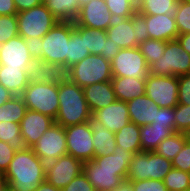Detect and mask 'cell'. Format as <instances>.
Here are the masks:
<instances>
[{
  "mask_svg": "<svg viewBox=\"0 0 190 191\" xmlns=\"http://www.w3.org/2000/svg\"><path fill=\"white\" fill-rule=\"evenodd\" d=\"M172 166L181 171L190 173V143H184L181 151L172 160Z\"/></svg>",
  "mask_w": 190,
  "mask_h": 191,
  "instance_id": "cell-42",
  "label": "cell"
},
{
  "mask_svg": "<svg viewBox=\"0 0 190 191\" xmlns=\"http://www.w3.org/2000/svg\"><path fill=\"white\" fill-rule=\"evenodd\" d=\"M145 94L160 108H174L178 104V76L148 74Z\"/></svg>",
  "mask_w": 190,
  "mask_h": 191,
  "instance_id": "cell-11",
  "label": "cell"
},
{
  "mask_svg": "<svg viewBox=\"0 0 190 191\" xmlns=\"http://www.w3.org/2000/svg\"><path fill=\"white\" fill-rule=\"evenodd\" d=\"M190 73V54L177 39L165 41V52L149 66V74L157 76H181Z\"/></svg>",
  "mask_w": 190,
  "mask_h": 191,
  "instance_id": "cell-8",
  "label": "cell"
},
{
  "mask_svg": "<svg viewBox=\"0 0 190 191\" xmlns=\"http://www.w3.org/2000/svg\"><path fill=\"white\" fill-rule=\"evenodd\" d=\"M45 163L32 148L15 152L4 177L15 191H34L45 181Z\"/></svg>",
  "mask_w": 190,
  "mask_h": 191,
  "instance_id": "cell-2",
  "label": "cell"
},
{
  "mask_svg": "<svg viewBox=\"0 0 190 191\" xmlns=\"http://www.w3.org/2000/svg\"><path fill=\"white\" fill-rule=\"evenodd\" d=\"M111 191H133L132 182L125 179L119 186H117L115 189Z\"/></svg>",
  "mask_w": 190,
  "mask_h": 191,
  "instance_id": "cell-55",
  "label": "cell"
},
{
  "mask_svg": "<svg viewBox=\"0 0 190 191\" xmlns=\"http://www.w3.org/2000/svg\"><path fill=\"white\" fill-rule=\"evenodd\" d=\"M111 84L118 101L127 102L145 95L146 79L113 77Z\"/></svg>",
  "mask_w": 190,
  "mask_h": 191,
  "instance_id": "cell-24",
  "label": "cell"
},
{
  "mask_svg": "<svg viewBox=\"0 0 190 191\" xmlns=\"http://www.w3.org/2000/svg\"><path fill=\"white\" fill-rule=\"evenodd\" d=\"M0 65L14 68H39L38 63L27 50L25 39L19 35L0 45Z\"/></svg>",
  "mask_w": 190,
  "mask_h": 191,
  "instance_id": "cell-15",
  "label": "cell"
},
{
  "mask_svg": "<svg viewBox=\"0 0 190 191\" xmlns=\"http://www.w3.org/2000/svg\"><path fill=\"white\" fill-rule=\"evenodd\" d=\"M114 20L115 19L106 6L105 0H92L80 6L79 13L74 23L86 28L106 31Z\"/></svg>",
  "mask_w": 190,
  "mask_h": 191,
  "instance_id": "cell-16",
  "label": "cell"
},
{
  "mask_svg": "<svg viewBox=\"0 0 190 191\" xmlns=\"http://www.w3.org/2000/svg\"><path fill=\"white\" fill-rule=\"evenodd\" d=\"M3 191H15L9 185H7Z\"/></svg>",
  "mask_w": 190,
  "mask_h": 191,
  "instance_id": "cell-60",
  "label": "cell"
},
{
  "mask_svg": "<svg viewBox=\"0 0 190 191\" xmlns=\"http://www.w3.org/2000/svg\"><path fill=\"white\" fill-rule=\"evenodd\" d=\"M16 6L17 13L29 10L33 7L42 4L41 0H13Z\"/></svg>",
  "mask_w": 190,
  "mask_h": 191,
  "instance_id": "cell-50",
  "label": "cell"
},
{
  "mask_svg": "<svg viewBox=\"0 0 190 191\" xmlns=\"http://www.w3.org/2000/svg\"><path fill=\"white\" fill-rule=\"evenodd\" d=\"M88 55H90V52L85 44V35H81V33L74 27L68 41L66 71Z\"/></svg>",
  "mask_w": 190,
  "mask_h": 191,
  "instance_id": "cell-30",
  "label": "cell"
},
{
  "mask_svg": "<svg viewBox=\"0 0 190 191\" xmlns=\"http://www.w3.org/2000/svg\"><path fill=\"white\" fill-rule=\"evenodd\" d=\"M16 15L19 36L24 39L42 38L59 22L43 3Z\"/></svg>",
  "mask_w": 190,
  "mask_h": 191,
  "instance_id": "cell-9",
  "label": "cell"
},
{
  "mask_svg": "<svg viewBox=\"0 0 190 191\" xmlns=\"http://www.w3.org/2000/svg\"><path fill=\"white\" fill-rule=\"evenodd\" d=\"M178 42L182 46V48L190 54V33L187 34H178L177 38Z\"/></svg>",
  "mask_w": 190,
  "mask_h": 191,
  "instance_id": "cell-52",
  "label": "cell"
},
{
  "mask_svg": "<svg viewBox=\"0 0 190 191\" xmlns=\"http://www.w3.org/2000/svg\"><path fill=\"white\" fill-rule=\"evenodd\" d=\"M80 1V6L85 5L86 3H89L92 0H79Z\"/></svg>",
  "mask_w": 190,
  "mask_h": 191,
  "instance_id": "cell-59",
  "label": "cell"
},
{
  "mask_svg": "<svg viewBox=\"0 0 190 191\" xmlns=\"http://www.w3.org/2000/svg\"><path fill=\"white\" fill-rule=\"evenodd\" d=\"M140 52L150 66L154 61L159 60L165 52V41L149 38L138 45Z\"/></svg>",
  "mask_w": 190,
  "mask_h": 191,
  "instance_id": "cell-37",
  "label": "cell"
},
{
  "mask_svg": "<svg viewBox=\"0 0 190 191\" xmlns=\"http://www.w3.org/2000/svg\"><path fill=\"white\" fill-rule=\"evenodd\" d=\"M131 182L133 191H168L163 180L146 179Z\"/></svg>",
  "mask_w": 190,
  "mask_h": 191,
  "instance_id": "cell-44",
  "label": "cell"
},
{
  "mask_svg": "<svg viewBox=\"0 0 190 191\" xmlns=\"http://www.w3.org/2000/svg\"><path fill=\"white\" fill-rule=\"evenodd\" d=\"M175 131L183 133L190 127V105L177 104L174 107Z\"/></svg>",
  "mask_w": 190,
  "mask_h": 191,
  "instance_id": "cell-40",
  "label": "cell"
},
{
  "mask_svg": "<svg viewBox=\"0 0 190 191\" xmlns=\"http://www.w3.org/2000/svg\"><path fill=\"white\" fill-rule=\"evenodd\" d=\"M178 104L190 105V73L178 76Z\"/></svg>",
  "mask_w": 190,
  "mask_h": 191,
  "instance_id": "cell-45",
  "label": "cell"
},
{
  "mask_svg": "<svg viewBox=\"0 0 190 191\" xmlns=\"http://www.w3.org/2000/svg\"><path fill=\"white\" fill-rule=\"evenodd\" d=\"M114 19H127L137 12L136 0H105Z\"/></svg>",
  "mask_w": 190,
  "mask_h": 191,
  "instance_id": "cell-35",
  "label": "cell"
},
{
  "mask_svg": "<svg viewBox=\"0 0 190 191\" xmlns=\"http://www.w3.org/2000/svg\"><path fill=\"white\" fill-rule=\"evenodd\" d=\"M135 153L116 146L113 154L94 157L83 162L82 172L96 191H111L127 179Z\"/></svg>",
  "mask_w": 190,
  "mask_h": 191,
  "instance_id": "cell-1",
  "label": "cell"
},
{
  "mask_svg": "<svg viewBox=\"0 0 190 191\" xmlns=\"http://www.w3.org/2000/svg\"><path fill=\"white\" fill-rule=\"evenodd\" d=\"M74 27L85 35V44L90 54L101 55L105 50L107 32L101 29L86 28L77 23H74Z\"/></svg>",
  "mask_w": 190,
  "mask_h": 191,
  "instance_id": "cell-31",
  "label": "cell"
},
{
  "mask_svg": "<svg viewBox=\"0 0 190 191\" xmlns=\"http://www.w3.org/2000/svg\"><path fill=\"white\" fill-rule=\"evenodd\" d=\"M174 18L178 34L190 33V0H178Z\"/></svg>",
  "mask_w": 190,
  "mask_h": 191,
  "instance_id": "cell-38",
  "label": "cell"
},
{
  "mask_svg": "<svg viewBox=\"0 0 190 191\" xmlns=\"http://www.w3.org/2000/svg\"><path fill=\"white\" fill-rule=\"evenodd\" d=\"M172 168V161L167 158L154 151H141L130 162L127 180H163Z\"/></svg>",
  "mask_w": 190,
  "mask_h": 191,
  "instance_id": "cell-7",
  "label": "cell"
},
{
  "mask_svg": "<svg viewBox=\"0 0 190 191\" xmlns=\"http://www.w3.org/2000/svg\"><path fill=\"white\" fill-rule=\"evenodd\" d=\"M32 149L45 164L68 154L65 128L54 123L42 134Z\"/></svg>",
  "mask_w": 190,
  "mask_h": 191,
  "instance_id": "cell-13",
  "label": "cell"
},
{
  "mask_svg": "<svg viewBox=\"0 0 190 191\" xmlns=\"http://www.w3.org/2000/svg\"><path fill=\"white\" fill-rule=\"evenodd\" d=\"M61 191H96L93 185L88 181L86 176L81 172Z\"/></svg>",
  "mask_w": 190,
  "mask_h": 191,
  "instance_id": "cell-46",
  "label": "cell"
},
{
  "mask_svg": "<svg viewBox=\"0 0 190 191\" xmlns=\"http://www.w3.org/2000/svg\"><path fill=\"white\" fill-rule=\"evenodd\" d=\"M111 61L113 77L146 79L149 65L138 47L120 49Z\"/></svg>",
  "mask_w": 190,
  "mask_h": 191,
  "instance_id": "cell-10",
  "label": "cell"
},
{
  "mask_svg": "<svg viewBox=\"0 0 190 191\" xmlns=\"http://www.w3.org/2000/svg\"><path fill=\"white\" fill-rule=\"evenodd\" d=\"M185 142L184 133L174 132L169 137L162 140L154 152L172 161L181 151Z\"/></svg>",
  "mask_w": 190,
  "mask_h": 191,
  "instance_id": "cell-34",
  "label": "cell"
},
{
  "mask_svg": "<svg viewBox=\"0 0 190 191\" xmlns=\"http://www.w3.org/2000/svg\"><path fill=\"white\" fill-rule=\"evenodd\" d=\"M91 123H101L109 131L116 133L130 122L126 102L116 100L114 103L92 113Z\"/></svg>",
  "mask_w": 190,
  "mask_h": 191,
  "instance_id": "cell-17",
  "label": "cell"
},
{
  "mask_svg": "<svg viewBox=\"0 0 190 191\" xmlns=\"http://www.w3.org/2000/svg\"><path fill=\"white\" fill-rule=\"evenodd\" d=\"M176 132L172 127H160L147 124L140 127L141 151H154L159 143Z\"/></svg>",
  "mask_w": 190,
  "mask_h": 191,
  "instance_id": "cell-26",
  "label": "cell"
},
{
  "mask_svg": "<svg viewBox=\"0 0 190 191\" xmlns=\"http://www.w3.org/2000/svg\"><path fill=\"white\" fill-rule=\"evenodd\" d=\"M83 162L66 154L45 165V181L57 188H64L82 172Z\"/></svg>",
  "mask_w": 190,
  "mask_h": 191,
  "instance_id": "cell-14",
  "label": "cell"
},
{
  "mask_svg": "<svg viewBox=\"0 0 190 191\" xmlns=\"http://www.w3.org/2000/svg\"><path fill=\"white\" fill-rule=\"evenodd\" d=\"M140 127L135 123L129 122L115 133L116 144L124 148L127 152H141Z\"/></svg>",
  "mask_w": 190,
  "mask_h": 191,
  "instance_id": "cell-28",
  "label": "cell"
},
{
  "mask_svg": "<svg viewBox=\"0 0 190 191\" xmlns=\"http://www.w3.org/2000/svg\"><path fill=\"white\" fill-rule=\"evenodd\" d=\"M0 182H7L4 177V173L1 170H0Z\"/></svg>",
  "mask_w": 190,
  "mask_h": 191,
  "instance_id": "cell-57",
  "label": "cell"
},
{
  "mask_svg": "<svg viewBox=\"0 0 190 191\" xmlns=\"http://www.w3.org/2000/svg\"><path fill=\"white\" fill-rule=\"evenodd\" d=\"M73 29L72 22H58L42 37V73L66 72L68 41Z\"/></svg>",
  "mask_w": 190,
  "mask_h": 191,
  "instance_id": "cell-5",
  "label": "cell"
},
{
  "mask_svg": "<svg viewBox=\"0 0 190 191\" xmlns=\"http://www.w3.org/2000/svg\"><path fill=\"white\" fill-rule=\"evenodd\" d=\"M47 1H48V0H41V2H42L43 4H45Z\"/></svg>",
  "mask_w": 190,
  "mask_h": 191,
  "instance_id": "cell-61",
  "label": "cell"
},
{
  "mask_svg": "<svg viewBox=\"0 0 190 191\" xmlns=\"http://www.w3.org/2000/svg\"><path fill=\"white\" fill-rule=\"evenodd\" d=\"M54 123L55 119L43 115L40 112L27 109L20 122V132L27 148H32L42 134Z\"/></svg>",
  "mask_w": 190,
  "mask_h": 191,
  "instance_id": "cell-18",
  "label": "cell"
},
{
  "mask_svg": "<svg viewBox=\"0 0 190 191\" xmlns=\"http://www.w3.org/2000/svg\"><path fill=\"white\" fill-rule=\"evenodd\" d=\"M6 186L7 182H0V191H3Z\"/></svg>",
  "mask_w": 190,
  "mask_h": 191,
  "instance_id": "cell-58",
  "label": "cell"
},
{
  "mask_svg": "<svg viewBox=\"0 0 190 191\" xmlns=\"http://www.w3.org/2000/svg\"><path fill=\"white\" fill-rule=\"evenodd\" d=\"M67 153L86 162L94 158L93 132L91 122L65 127Z\"/></svg>",
  "mask_w": 190,
  "mask_h": 191,
  "instance_id": "cell-12",
  "label": "cell"
},
{
  "mask_svg": "<svg viewBox=\"0 0 190 191\" xmlns=\"http://www.w3.org/2000/svg\"><path fill=\"white\" fill-rule=\"evenodd\" d=\"M151 125L172 127L175 130L174 108H156V116Z\"/></svg>",
  "mask_w": 190,
  "mask_h": 191,
  "instance_id": "cell-41",
  "label": "cell"
},
{
  "mask_svg": "<svg viewBox=\"0 0 190 191\" xmlns=\"http://www.w3.org/2000/svg\"><path fill=\"white\" fill-rule=\"evenodd\" d=\"M93 132L94 157L113 154L117 144L115 133L106 129L101 123H91Z\"/></svg>",
  "mask_w": 190,
  "mask_h": 191,
  "instance_id": "cell-25",
  "label": "cell"
},
{
  "mask_svg": "<svg viewBox=\"0 0 190 191\" xmlns=\"http://www.w3.org/2000/svg\"><path fill=\"white\" fill-rule=\"evenodd\" d=\"M27 110L26 105L21 96L14 95L5 104L0 106V122L7 121L18 123L22 121L25 112Z\"/></svg>",
  "mask_w": 190,
  "mask_h": 191,
  "instance_id": "cell-32",
  "label": "cell"
},
{
  "mask_svg": "<svg viewBox=\"0 0 190 191\" xmlns=\"http://www.w3.org/2000/svg\"><path fill=\"white\" fill-rule=\"evenodd\" d=\"M18 35L17 15L0 16V45Z\"/></svg>",
  "mask_w": 190,
  "mask_h": 191,
  "instance_id": "cell-39",
  "label": "cell"
},
{
  "mask_svg": "<svg viewBox=\"0 0 190 191\" xmlns=\"http://www.w3.org/2000/svg\"><path fill=\"white\" fill-rule=\"evenodd\" d=\"M119 51L120 47L117 44H114L109 38H107L105 50L102 52L101 55L108 60H112Z\"/></svg>",
  "mask_w": 190,
  "mask_h": 191,
  "instance_id": "cell-51",
  "label": "cell"
},
{
  "mask_svg": "<svg viewBox=\"0 0 190 191\" xmlns=\"http://www.w3.org/2000/svg\"><path fill=\"white\" fill-rule=\"evenodd\" d=\"M184 135H185V139L188 143H190V127L187 128L184 132Z\"/></svg>",
  "mask_w": 190,
  "mask_h": 191,
  "instance_id": "cell-56",
  "label": "cell"
},
{
  "mask_svg": "<svg viewBox=\"0 0 190 191\" xmlns=\"http://www.w3.org/2000/svg\"><path fill=\"white\" fill-rule=\"evenodd\" d=\"M39 73V68H14L0 65V84L14 95L21 96L30 80Z\"/></svg>",
  "mask_w": 190,
  "mask_h": 191,
  "instance_id": "cell-19",
  "label": "cell"
},
{
  "mask_svg": "<svg viewBox=\"0 0 190 191\" xmlns=\"http://www.w3.org/2000/svg\"><path fill=\"white\" fill-rule=\"evenodd\" d=\"M21 97L28 110L55 119L59 111L58 73L35 75Z\"/></svg>",
  "mask_w": 190,
  "mask_h": 191,
  "instance_id": "cell-3",
  "label": "cell"
},
{
  "mask_svg": "<svg viewBox=\"0 0 190 191\" xmlns=\"http://www.w3.org/2000/svg\"><path fill=\"white\" fill-rule=\"evenodd\" d=\"M132 28L136 32V42L141 44L145 40L149 39L147 32L146 19L136 12L132 17Z\"/></svg>",
  "mask_w": 190,
  "mask_h": 191,
  "instance_id": "cell-43",
  "label": "cell"
},
{
  "mask_svg": "<svg viewBox=\"0 0 190 191\" xmlns=\"http://www.w3.org/2000/svg\"><path fill=\"white\" fill-rule=\"evenodd\" d=\"M16 14L17 10L13 0H0V16Z\"/></svg>",
  "mask_w": 190,
  "mask_h": 191,
  "instance_id": "cell-49",
  "label": "cell"
},
{
  "mask_svg": "<svg viewBox=\"0 0 190 191\" xmlns=\"http://www.w3.org/2000/svg\"><path fill=\"white\" fill-rule=\"evenodd\" d=\"M168 191H183L190 189V173L172 168L163 179Z\"/></svg>",
  "mask_w": 190,
  "mask_h": 191,
  "instance_id": "cell-36",
  "label": "cell"
},
{
  "mask_svg": "<svg viewBox=\"0 0 190 191\" xmlns=\"http://www.w3.org/2000/svg\"><path fill=\"white\" fill-rule=\"evenodd\" d=\"M107 38L120 49L138 47L136 42V32L132 28V17L127 19H115L110 27L106 30Z\"/></svg>",
  "mask_w": 190,
  "mask_h": 191,
  "instance_id": "cell-23",
  "label": "cell"
},
{
  "mask_svg": "<svg viewBox=\"0 0 190 191\" xmlns=\"http://www.w3.org/2000/svg\"><path fill=\"white\" fill-rule=\"evenodd\" d=\"M15 152L7 142L0 140V170L5 173L10 162L14 158Z\"/></svg>",
  "mask_w": 190,
  "mask_h": 191,
  "instance_id": "cell-48",
  "label": "cell"
},
{
  "mask_svg": "<svg viewBox=\"0 0 190 191\" xmlns=\"http://www.w3.org/2000/svg\"><path fill=\"white\" fill-rule=\"evenodd\" d=\"M82 89L91 113L104 108L117 100L111 81L94 83L85 86Z\"/></svg>",
  "mask_w": 190,
  "mask_h": 191,
  "instance_id": "cell-21",
  "label": "cell"
},
{
  "mask_svg": "<svg viewBox=\"0 0 190 191\" xmlns=\"http://www.w3.org/2000/svg\"><path fill=\"white\" fill-rule=\"evenodd\" d=\"M146 19L149 38L169 41L178 36L174 15H142Z\"/></svg>",
  "mask_w": 190,
  "mask_h": 191,
  "instance_id": "cell-20",
  "label": "cell"
},
{
  "mask_svg": "<svg viewBox=\"0 0 190 191\" xmlns=\"http://www.w3.org/2000/svg\"><path fill=\"white\" fill-rule=\"evenodd\" d=\"M14 96L8 89H6L2 84H0V106L5 104Z\"/></svg>",
  "mask_w": 190,
  "mask_h": 191,
  "instance_id": "cell-53",
  "label": "cell"
},
{
  "mask_svg": "<svg viewBox=\"0 0 190 191\" xmlns=\"http://www.w3.org/2000/svg\"><path fill=\"white\" fill-rule=\"evenodd\" d=\"M130 122L139 127L151 124L156 116V108H160L146 94L126 102Z\"/></svg>",
  "mask_w": 190,
  "mask_h": 191,
  "instance_id": "cell-22",
  "label": "cell"
},
{
  "mask_svg": "<svg viewBox=\"0 0 190 191\" xmlns=\"http://www.w3.org/2000/svg\"><path fill=\"white\" fill-rule=\"evenodd\" d=\"M59 111L55 123L68 127L91 120L92 113L88 107L81 87L58 73Z\"/></svg>",
  "mask_w": 190,
  "mask_h": 191,
  "instance_id": "cell-4",
  "label": "cell"
},
{
  "mask_svg": "<svg viewBox=\"0 0 190 191\" xmlns=\"http://www.w3.org/2000/svg\"><path fill=\"white\" fill-rule=\"evenodd\" d=\"M34 191H61L60 188L55 187L54 185L44 181Z\"/></svg>",
  "mask_w": 190,
  "mask_h": 191,
  "instance_id": "cell-54",
  "label": "cell"
},
{
  "mask_svg": "<svg viewBox=\"0 0 190 191\" xmlns=\"http://www.w3.org/2000/svg\"><path fill=\"white\" fill-rule=\"evenodd\" d=\"M45 5L59 22L74 23L80 9L79 0H48Z\"/></svg>",
  "mask_w": 190,
  "mask_h": 191,
  "instance_id": "cell-27",
  "label": "cell"
},
{
  "mask_svg": "<svg viewBox=\"0 0 190 191\" xmlns=\"http://www.w3.org/2000/svg\"><path fill=\"white\" fill-rule=\"evenodd\" d=\"M63 75L81 88L94 83L111 81L113 78L111 61L102 55L93 54L70 67Z\"/></svg>",
  "mask_w": 190,
  "mask_h": 191,
  "instance_id": "cell-6",
  "label": "cell"
},
{
  "mask_svg": "<svg viewBox=\"0 0 190 191\" xmlns=\"http://www.w3.org/2000/svg\"><path fill=\"white\" fill-rule=\"evenodd\" d=\"M0 140L7 142L14 151H22L27 148L20 132V124L3 121L0 122Z\"/></svg>",
  "mask_w": 190,
  "mask_h": 191,
  "instance_id": "cell-33",
  "label": "cell"
},
{
  "mask_svg": "<svg viewBox=\"0 0 190 191\" xmlns=\"http://www.w3.org/2000/svg\"><path fill=\"white\" fill-rule=\"evenodd\" d=\"M27 50L33 56L34 60L39 65V70L42 72V38H29L25 39Z\"/></svg>",
  "mask_w": 190,
  "mask_h": 191,
  "instance_id": "cell-47",
  "label": "cell"
},
{
  "mask_svg": "<svg viewBox=\"0 0 190 191\" xmlns=\"http://www.w3.org/2000/svg\"><path fill=\"white\" fill-rule=\"evenodd\" d=\"M178 0H136L137 12L141 15H174Z\"/></svg>",
  "mask_w": 190,
  "mask_h": 191,
  "instance_id": "cell-29",
  "label": "cell"
}]
</instances>
